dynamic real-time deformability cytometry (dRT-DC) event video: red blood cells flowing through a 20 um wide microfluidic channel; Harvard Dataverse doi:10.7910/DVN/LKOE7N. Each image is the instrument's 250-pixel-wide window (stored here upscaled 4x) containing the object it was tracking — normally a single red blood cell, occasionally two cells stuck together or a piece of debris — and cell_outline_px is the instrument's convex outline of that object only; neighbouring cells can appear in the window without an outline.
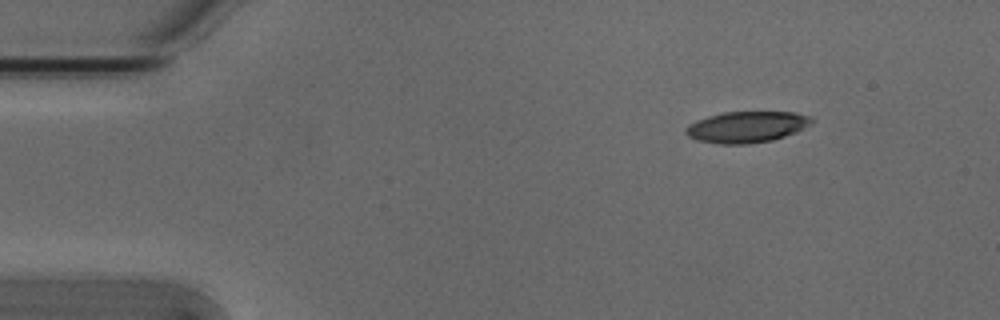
{"species": "Egyptian fruit bat (a non-hibernating species)", "species_latin": "Rousettus aegyptiacus", "temperature_condition": "cold", "stored_images_in_passage": 7, "camera_frame_rate_fps": 3000, "um_per_image_px": 0.085, "animal": {"sex": "male"}, "frame": {"image": 1, "passage_image": 1, "time_ms": 0.0, "image_size_px": [1000, 320], "cell_outline_px": [[812, 124], [796, 132], [772, 140], [748, 144], [720, 144], [696, 140], [688, 136], [684, 132], [684, 128], [688, 124], [696, 120], [708, 116], [724, 112], [792, 112], [808, 116], [812, 120]], "centroid_in_image_um": [63.42, 10.8], "position_along_channel_um": 21.6, "area_um2": 22.89}}